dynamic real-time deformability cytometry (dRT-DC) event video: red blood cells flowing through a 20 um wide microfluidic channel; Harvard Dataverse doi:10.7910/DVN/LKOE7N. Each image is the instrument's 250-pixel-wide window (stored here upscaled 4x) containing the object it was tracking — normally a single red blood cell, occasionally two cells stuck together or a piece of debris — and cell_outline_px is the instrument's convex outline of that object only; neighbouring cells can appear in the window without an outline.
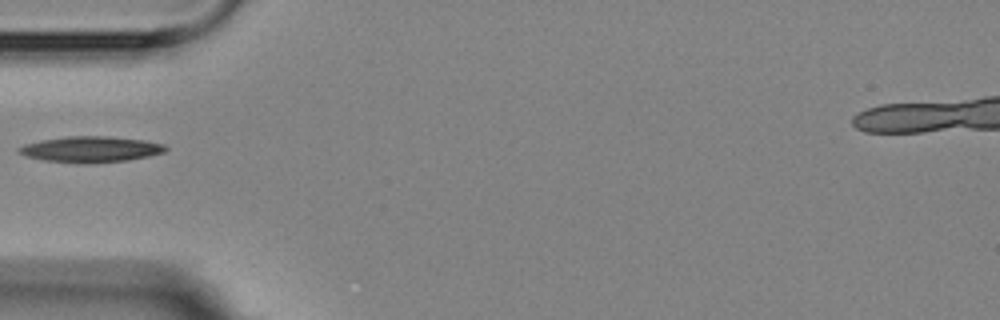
{"species": "Egyptian fruit bat (a non-hibernating species)", "species_latin": "Rousettus aegyptiacus", "temperature_condition": "room temperature", "stored_images_in_passage": 7, "camera_frame_rate_fps": 3000, "um_per_image_px": 0.085, "animal": {"sex": "female"}, "frame": {"image": 1, "passage_image": 6, "time_ms": 5.667, "image_size_px": [1000, 320], "cell_outline_px": [[168, 148], [164, 152], [148, 156], [128, 160], [44, 160], [28, 156], [16, 152], [16, 148], [24, 144], [40, 140], [68, 136], [108, 136], [144, 140], [164, 144]], "centroid_in_image_um": [7.71, 12.63], "position_along_channel_um": 77.3, "area_um2": 20.98}}
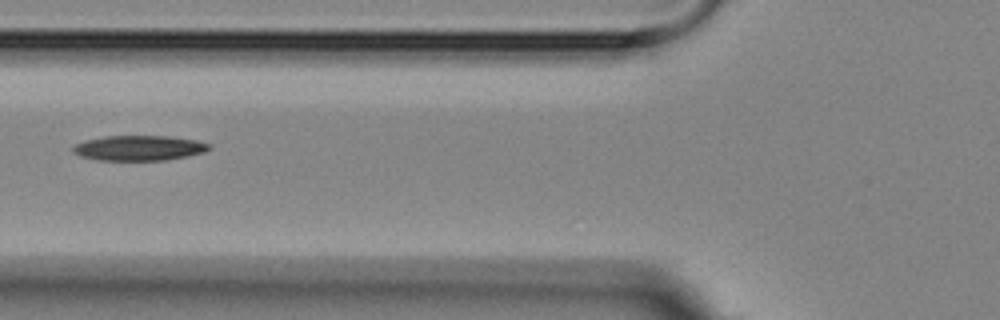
{"frame": {"image": 2, "passage_image": 7, "time_ms": 6.667, "image_size_px": [1000, 320], "cell_outline_px": [[212, 148], [204, 152], [188, 156], [164, 160], [96, 160], [80, 156], [72, 152], [72, 148], [76, 144], [84, 140], [104, 136], [168, 136], [196, 140], [208, 144]], "centroid_in_image_um": [11.79, 12.58], "position_along_channel_um": 114.0, "area_um2": 19.94}}